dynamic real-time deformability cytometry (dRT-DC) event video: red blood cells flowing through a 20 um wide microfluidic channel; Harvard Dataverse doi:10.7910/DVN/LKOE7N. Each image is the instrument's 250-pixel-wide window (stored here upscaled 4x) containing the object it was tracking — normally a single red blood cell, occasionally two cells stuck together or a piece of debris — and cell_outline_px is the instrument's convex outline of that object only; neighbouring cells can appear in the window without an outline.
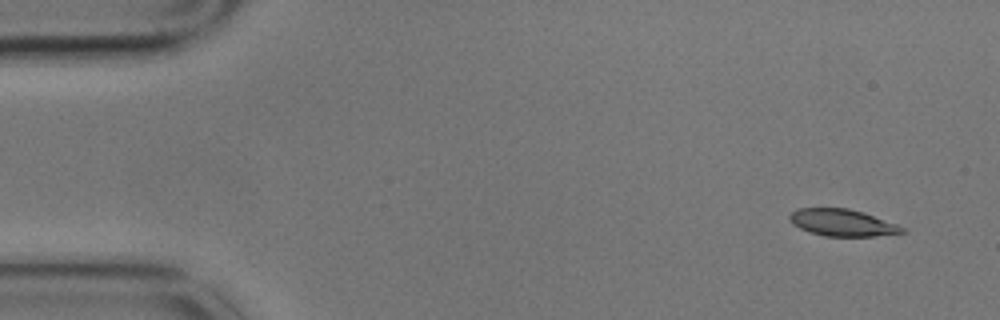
{"species": "common noctule bat (a hibernating species)", "species_latin": "Nyctalus noctula", "temperature_condition": "cold", "stored_images_in_passage": 6, "camera_frame_rate_fps": 3000, "um_per_image_px": 0.085, "animal": {"sex": "male", "body_mass_g": 17.9}, "frame": {"image": 1, "passage_image": 1, "time_ms": 0.0, "image_size_px": [1000, 320], "cell_outline_px": [[908, 232], [876, 236], [824, 236], [800, 228], [792, 224], [788, 220], [788, 216], [792, 212], [800, 208], [848, 208], [864, 212], [896, 224], [904, 228]], "centroid_in_image_um": [71.6, 18.92], "position_along_channel_um": 13.4, "area_um2": 17.63}}
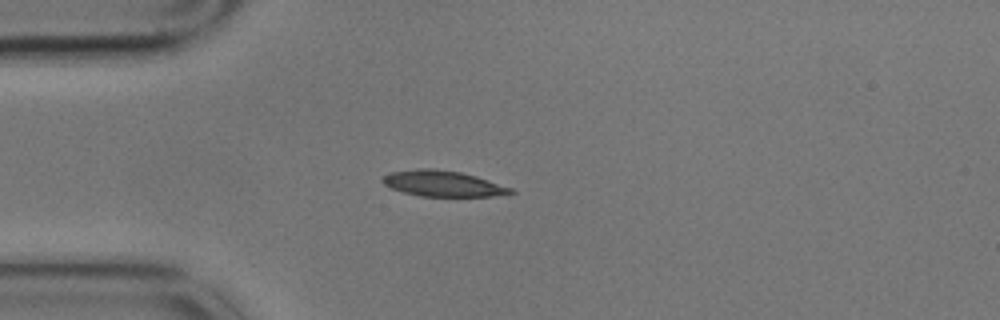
{"frame": {"image": 2, "passage_image": 4, "time_ms": 1.0, "image_size_px": [1000, 320], "cell_outline_px": [[516, 192], [492, 196], [420, 196], [404, 192], [392, 188], [384, 184], [380, 180], [384, 176], [392, 172], [416, 168], [432, 168], [460, 172], [476, 176], [512, 188]], "centroid_in_image_um": [37.63, 15.6], "position_along_channel_um": 47.4, "area_um2": 19.07}}